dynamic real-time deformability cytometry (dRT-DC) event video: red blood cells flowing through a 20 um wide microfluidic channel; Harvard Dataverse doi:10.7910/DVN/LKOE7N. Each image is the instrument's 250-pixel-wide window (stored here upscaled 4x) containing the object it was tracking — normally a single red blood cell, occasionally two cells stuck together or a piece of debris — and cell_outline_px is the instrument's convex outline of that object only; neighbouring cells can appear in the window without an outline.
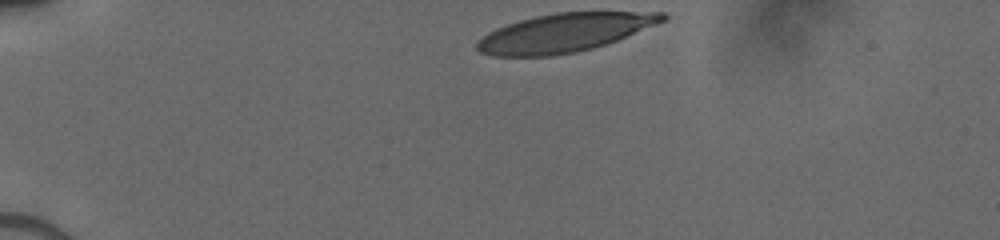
{"species": "human", "species_latin": "Homo sapiens", "temperature_condition": "cold", "stored_images_in_passage": 33, "camera_frame_rate_fps": 3000, "um_per_image_px": 0.085, "donor": {"sex": "male"}, "frame": {"image": 1, "passage_image": 1, "time_ms": 0.0, "image_size_px": [1000, 240], "cell_outline_px": [[668, 16], [664, 20], [656, 24], [616, 40], [592, 48], [572, 52], [548, 56], [492, 56], [480, 52], [476, 48], [476, 40], [488, 32], [496, 28], [520, 20], [536, 16], [556, 12], [664, 12]], "centroid_in_image_um": [47.92, 2.78], "position_along_channel_um": 37.1, "area_um2": 41.15}}
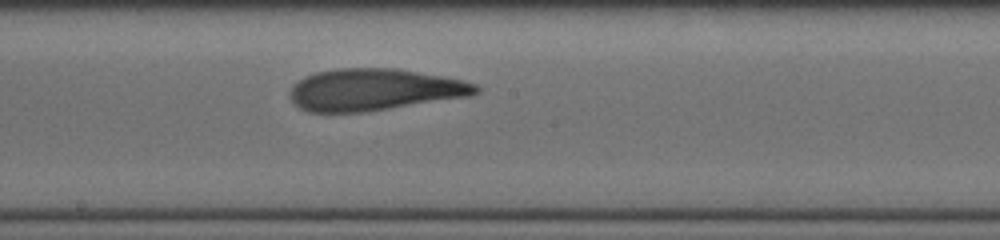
{"frame": {"image": 2, "passage_image": 19, "time_ms": 6.0, "image_size_px": [1000, 240], "cell_outline_px": [[480, 92], [472, 96], [360, 112], [308, 112], [300, 108], [288, 96], [292, 84], [304, 76], [316, 72], [336, 68], [396, 68], [464, 80], [476, 84], [480, 88]], "centroid_in_image_um": [31.79, 7.61], "position_along_channel_um": 216.4, "area_um2": 45.37}}
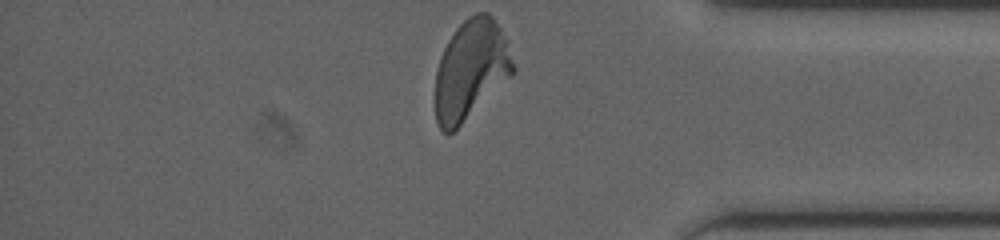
{"frame": {"image": 3, "passage_image": 33, "time_ms": 10.667, "image_size_px": [1000, 240], "cell_outline_px": [[516, 68], [448, 136], [440, 128], [436, 120], [436, 72], [440, 56], [448, 40], [456, 28], [468, 16], [476, 12], [488, 12], [492, 16], [500, 28]], "centroid_in_image_um": [39.97, 5.88], "position_along_channel_um": 395.2, "area_um2": 43.75}}